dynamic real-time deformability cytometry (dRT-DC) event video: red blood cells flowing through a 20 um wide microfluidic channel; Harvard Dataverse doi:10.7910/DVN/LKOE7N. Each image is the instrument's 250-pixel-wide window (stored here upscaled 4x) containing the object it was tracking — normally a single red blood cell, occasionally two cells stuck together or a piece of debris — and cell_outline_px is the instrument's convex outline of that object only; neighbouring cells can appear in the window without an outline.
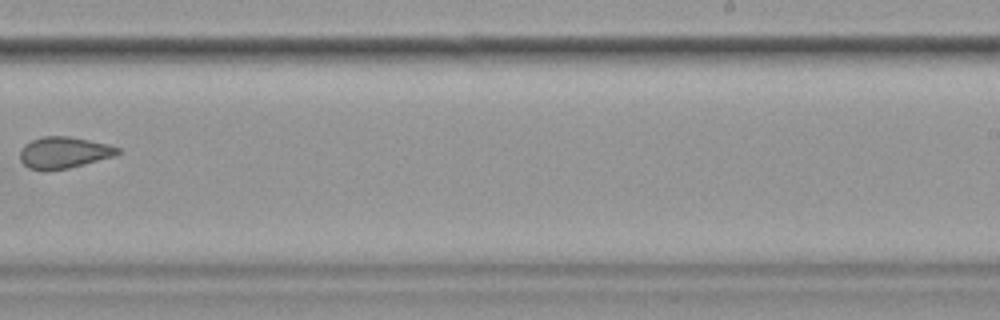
{"species": "common noctule bat (a hibernating species)", "species_latin": "Nyctalus noctula", "temperature_condition": "cold", "stored_images_in_passage": 11, "camera_frame_rate_fps": 3000, "um_per_image_px": 0.085, "animal": {"sex": "female", "body_mass_g": 19.9}, "frame": {"image": 1, "passage_image": 11, "time_ms": 12.667, "image_size_px": [1000, 320], "cell_outline_px": [[120, 152], [116, 156], [68, 168], [28, 168], [20, 160], [20, 148], [24, 144], [32, 140], [44, 136], [68, 136], [108, 144], [120, 148]], "centroid_in_image_um": [5.45, 12.94], "position_along_channel_um": 283.6, "area_um2": 17.57}}